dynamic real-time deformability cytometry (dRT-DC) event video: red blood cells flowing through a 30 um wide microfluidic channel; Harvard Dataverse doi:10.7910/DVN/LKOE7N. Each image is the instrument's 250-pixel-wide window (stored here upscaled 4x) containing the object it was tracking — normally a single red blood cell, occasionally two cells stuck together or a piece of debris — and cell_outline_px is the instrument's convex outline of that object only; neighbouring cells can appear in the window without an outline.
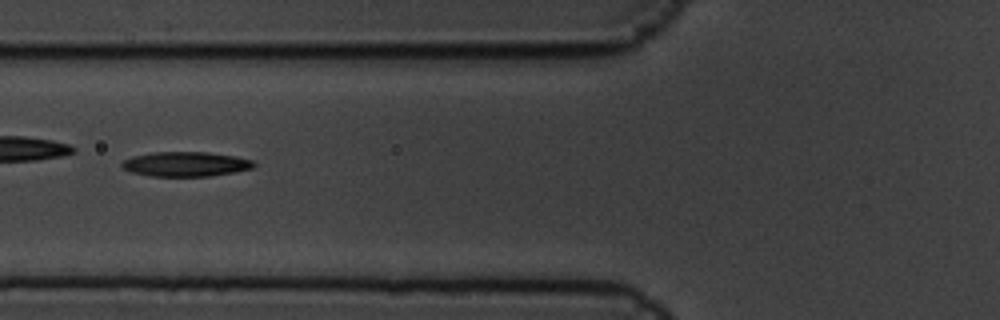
{"species": "common noctule bat (a hibernating species)", "species_latin": "Nyctalus noctula", "temperature_condition": "cold", "stored_images_in_passage": 9, "camera_frame_rate_fps": 3000, "um_per_image_px": 0.085, "animal": {"sex": "male", "body_mass_g": 19.5, "forearm_length_mm": 54.6}, "frame": {"image": 1, "passage_image": 6, "time_ms": 1.667, "image_size_px": [1000, 320], "cell_outline_px": [[256, 164], [252, 168], [232, 172], [208, 176], [152, 176], [132, 172], [124, 168], [120, 164], [124, 160], [132, 156], [152, 152], [208, 152], [236, 156], [252, 160]], "centroid_in_image_um": [15.78, 13.94], "position_along_channel_um": 110.0, "area_um2": 18.84}}
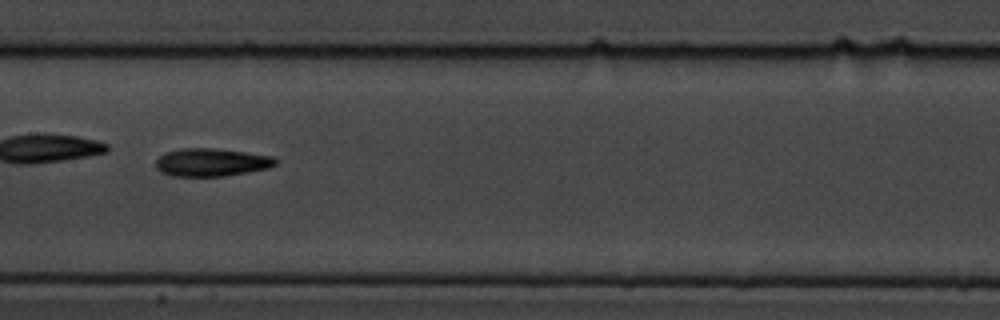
{"frame": {"image": 2, "passage_image": 8, "time_ms": 2.333, "image_size_px": [1000, 320], "cell_outline_px": [[276, 164], [268, 168], [248, 172], [224, 176], [172, 176], [160, 172], [156, 168], [156, 160], [160, 156], [168, 152], [184, 148], [212, 148], [244, 152], [272, 156], [276, 160]], "centroid_in_image_um": [17.96, 13.8], "position_along_channel_um": 189.4, "area_um2": 19.31}}
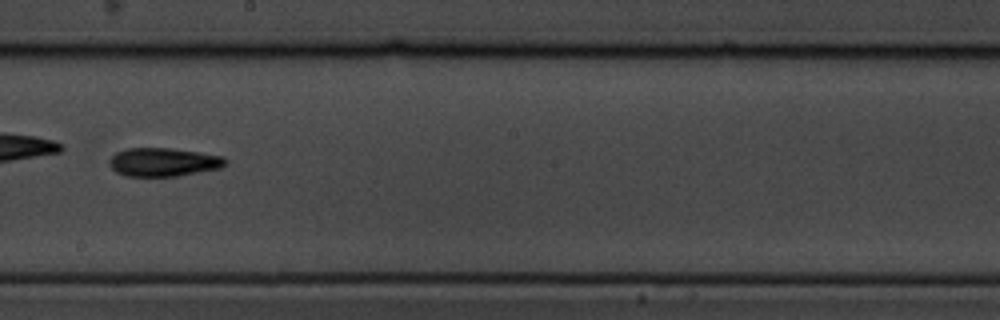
{"frame": {"image": 3, "passage_image": 9, "time_ms": 2.667, "image_size_px": [1000, 320], "cell_outline_px": [[228, 164], [220, 168], [180, 176], [124, 176], [116, 172], [112, 168], [108, 160], [116, 152], [128, 148], [172, 148], [200, 152], [224, 156], [228, 160]], "centroid_in_image_um": [13.93, 13.78], "position_along_channel_um": 234.3, "area_um2": 19.54}}